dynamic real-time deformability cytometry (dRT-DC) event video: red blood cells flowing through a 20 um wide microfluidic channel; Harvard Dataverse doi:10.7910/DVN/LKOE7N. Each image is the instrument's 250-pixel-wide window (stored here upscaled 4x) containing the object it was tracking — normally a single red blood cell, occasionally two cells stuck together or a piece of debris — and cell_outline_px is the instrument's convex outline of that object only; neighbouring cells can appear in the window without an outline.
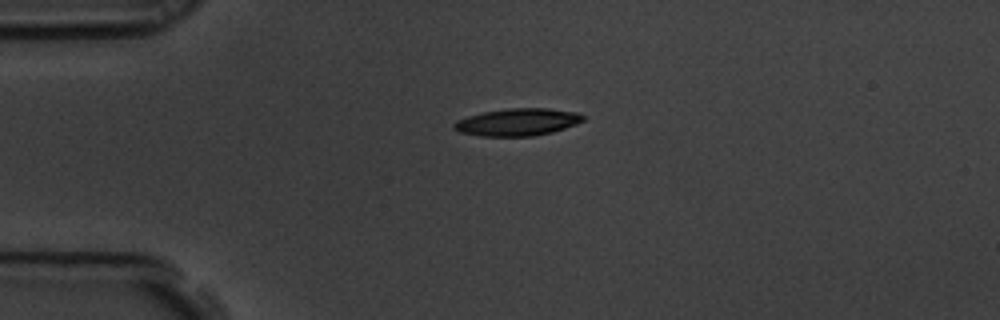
{"species": "common noctule bat (a hibernating species)", "species_latin": "Nyctalus noctula", "temperature_condition": "room temperature", "stored_images_in_passage": 3, "camera_frame_rate_fps": 3000, "um_per_image_px": 0.085, "animal": {"sex": "male", "body_mass_g": 19.5, "forearm_length_mm": 54.6}, "frame": {"image": 1, "passage_image": 1, "time_ms": 0.0, "image_size_px": [1000, 320], "cell_outline_px": [[584, 120], [576, 124], [552, 132], [532, 136], [480, 136], [460, 132], [452, 128], [452, 124], [456, 120], [468, 116], [484, 112], [508, 108], [548, 108], [576, 112], [584, 116]], "centroid_in_image_um": [43.96, 10.38], "position_along_channel_um": 41.0, "area_um2": 20.52}}
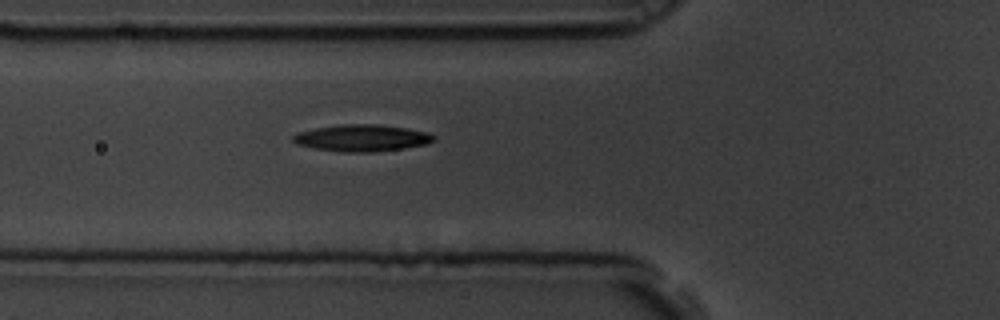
{"frame": {"image": 2, "passage_image": 3, "time_ms": 0.667, "image_size_px": [1000, 320], "cell_outline_px": [[436, 140], [428, 144], [404, 148], [372, 152], [340, 152], [312, 148], [296, 144], [292, 140], [292, 136], [300, 132], [316, 128], [340, 124], [376, 124], [408, 128], [428, 132], [436, 136]], "centroid_in_image_um": [30.79, 11.73], "position_along_channel_um": 95.0, "area_um2": 22.14}}